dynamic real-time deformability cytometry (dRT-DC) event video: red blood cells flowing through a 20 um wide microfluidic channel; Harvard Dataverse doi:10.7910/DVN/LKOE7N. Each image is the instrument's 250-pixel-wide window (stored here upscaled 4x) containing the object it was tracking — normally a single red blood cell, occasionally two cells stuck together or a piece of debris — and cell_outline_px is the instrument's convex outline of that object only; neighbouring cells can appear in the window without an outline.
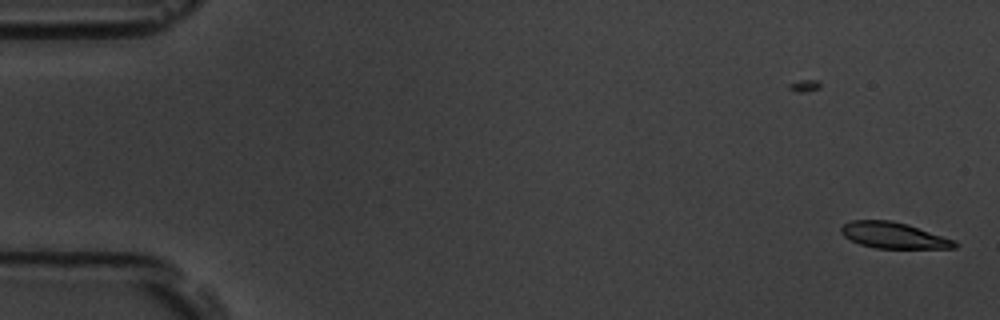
{"species": "common noctule bat (a hibernating species)", "species_latin": "Nyctalus noctula", "temperature_condition": "room temperature", "stored_images_in_passage": 54, "camera_frame_rate_fps": 3000, "um_per_image_px": 0.085, "animal": {"sex": "male", "body_mass_g": 19.5, "forearm_length_mm": 54.6}, "frame": {"image": 1, "passage_image": 1, "time_ms": 0.0, "image_size_px": [1000, 320], "cell_outline_px": [[960, 244], [956, 248], [876, 248], [860, 244], [844, 236], [840, 232], [840, 228], [844, 224], [852, 220], [892, 220], [908, 224], [956, 240]], "centroid_in_image_um": [76.0, 20.0], "position_along_channel_um": 9.0, "area_um2": 17.34}}
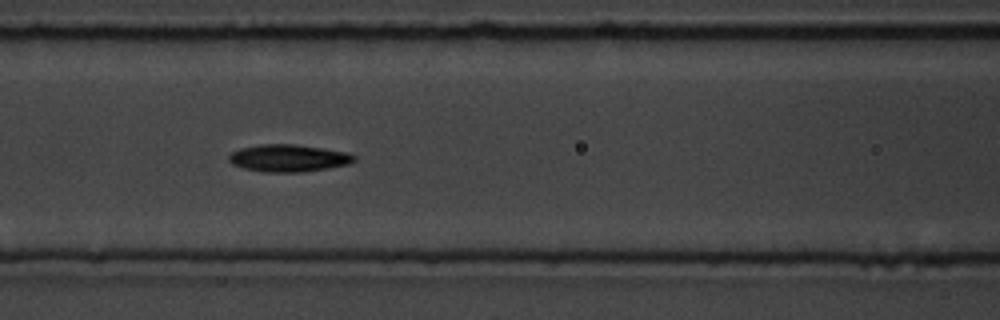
{"frame": {"image": 2, "passage_image": 23, "time_ms": 7.333, "image_size_px": [1000, 320], "cell_outline_px": [[356, 160], [348, 164], [328, 168], [300, 172], [264, 172], [244, 168], [232, 164], [228, 160], [228, 156], [232, 152], [240, 148], [260, 144], [292, 144], [324, 148], [348, 152], [356, 156]], "centroid_in_image_um": [24.52, 13.43], "position_along_channel_um": 142.1, "area_um2": 19.94}}
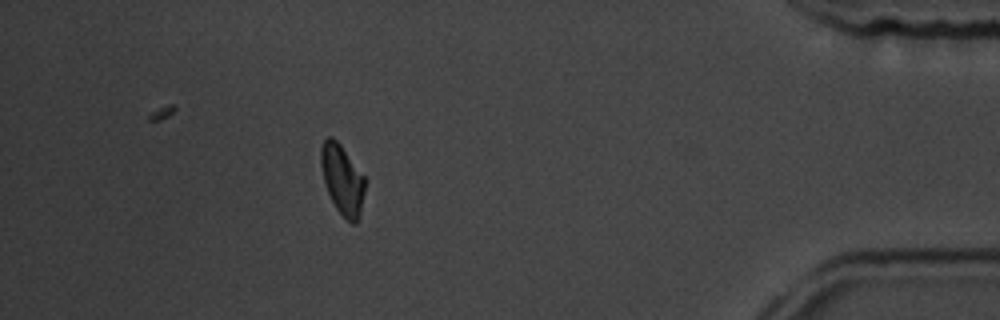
{"frame": {"image": 3, "passage_image": 48, "time_ms": 15.667, "image_size_px": [1000, 320], "cell_outline_px": [[364, 192], [360, 212], [356, 224], [352, 224], [336, 208], [328, 192], [324, 180], [320, 164], [320, 148], [324, 140], [328, 136], [332, 136], [340, 144], [364, 176]], "centroid_in_image_um": [29.08, 15.23], "position_along_channel_um": 406.1, "area_um2": 17.57}, "authors_computed_cell_mechanics": {"area_um2": 18.4671, "velocity_mm_per_s": 3.7706, "shape_relaxation_time_tau1_ms": 3.2898, "shape_relaxation_time_tau2_ms": null, "deformation_change_tau1": 0.1247, "deformation_change_tau2": null}}